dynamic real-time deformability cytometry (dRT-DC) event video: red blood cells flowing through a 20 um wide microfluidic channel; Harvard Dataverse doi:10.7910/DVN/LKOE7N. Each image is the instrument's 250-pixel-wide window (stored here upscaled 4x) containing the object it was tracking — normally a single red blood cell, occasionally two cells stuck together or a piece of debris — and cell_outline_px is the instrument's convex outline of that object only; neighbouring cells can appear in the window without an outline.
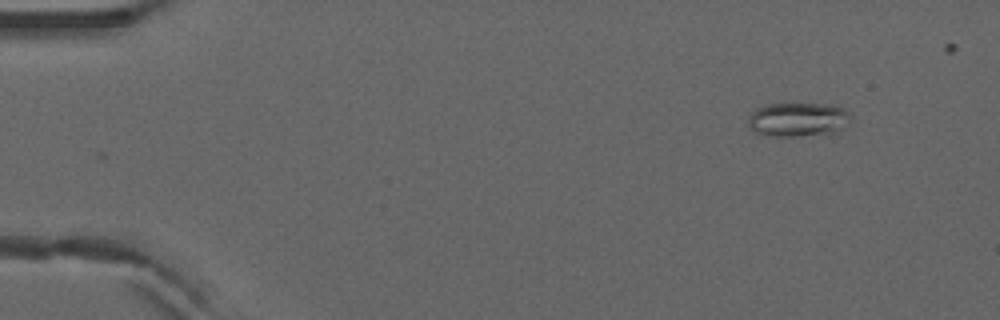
{"species": "common noctule bat (a hibernating species)", "species_latin": "Nyctalus noctula", "temperature_condition": "warm", "stored_images_in_passage": 2, "camera_frame_rate_fps": 3000, "um_per_image_px": 0.085, "animal": {"sex": "male", "forearm_length_mm": 52.5}, "frame": {"image": 1, "passage_image": 2, "time_ms": 0.333, "image_size_px": [1000, 320], "cell_outline_px": [[852, 116], [840, 136], [768, 136], [756, 132], [748, 124], [748, 116], [756, 108], [764, 104], [840, 104]], "centroid_in_image_um": [67.96, 10.19], "position_along_channel_um": 17.0, "area_um2": 21.44}}